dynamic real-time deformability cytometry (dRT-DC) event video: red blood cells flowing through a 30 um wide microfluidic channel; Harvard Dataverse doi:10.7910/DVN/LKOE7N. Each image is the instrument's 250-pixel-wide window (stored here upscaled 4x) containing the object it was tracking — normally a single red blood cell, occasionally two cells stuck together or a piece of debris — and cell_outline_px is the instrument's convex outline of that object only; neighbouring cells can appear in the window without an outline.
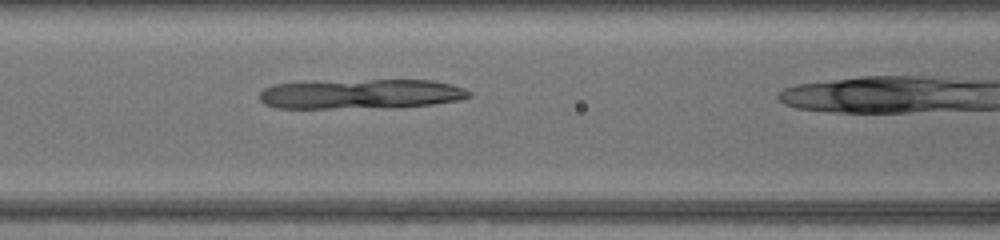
{"species": "common noctule bat (a hibernating species)", "species_latin": "Nyctalus noctula", "temperature_condition": "warm", "stored_images_in_passage": 16, "camera_frame_rate_fps": 3000, "um_per_image_px": 0.085, "animal": {"sex": "female", "body_mass_g": 17.0, "forearm_length_mm": 48.0}, "frame": {"image": 1, "passage_image": 12, "time_ms": 3.667, "image_size_px": [1000, 240], "cell_outline_px": [[472, 96], [456, 100], [432, 104], [332, 108], [276, 108], [264, 104], [260, 100], [260, 92], [264, 88], [272, 84], [304, 80], [432, 80], [452, 84], [464, 88], [472, 92]], "centroid_in_image_um": [30.56, 7.95], "position_along_channel_um": 136.0, "area_um2": 36.41}}